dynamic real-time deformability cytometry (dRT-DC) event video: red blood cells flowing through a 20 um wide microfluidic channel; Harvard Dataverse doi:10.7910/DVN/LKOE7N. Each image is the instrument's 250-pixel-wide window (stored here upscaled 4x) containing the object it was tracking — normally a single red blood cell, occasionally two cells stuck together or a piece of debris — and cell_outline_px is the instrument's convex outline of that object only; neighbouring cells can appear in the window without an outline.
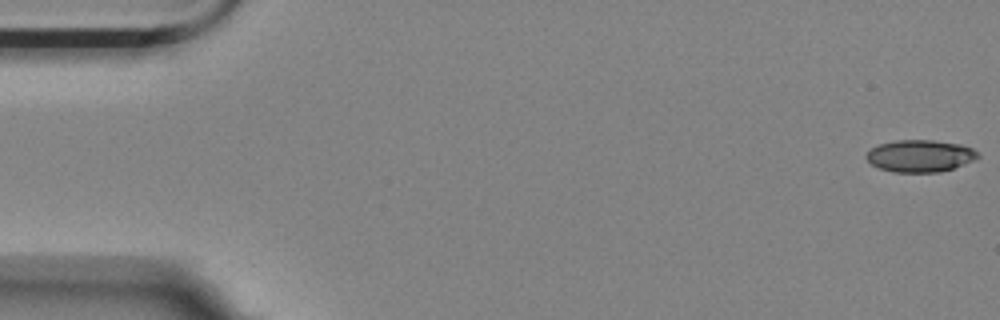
{"species": "Egyptian fruit bat (a non-hibernating species)", "species_latin": "Rousettus aegyptiacus", "temperature_condition": "room temperature", "stored_images_in_passage": 56, "camera_frame_rate_fps": 3000, "um_per_image_px": 0.085, "animal": {"sex": "female"}, "frame": {"image": 1, "passage_image": 1, "time_ms": 0.0, "image_size_px": [1000, 320], "cell_outline_px": [[980, 156], [976, 160], [940, 172], [892, 172], [880, 168], [872, 164], [864, 156], [872, 148], [880, 144], [896, 140], [932, 140], [960, 144], [972, 148]], "centroid_in_image_um": [78.21, 13.25], "position_along_channel_um": 6.8, "area_um2": 20.75}}
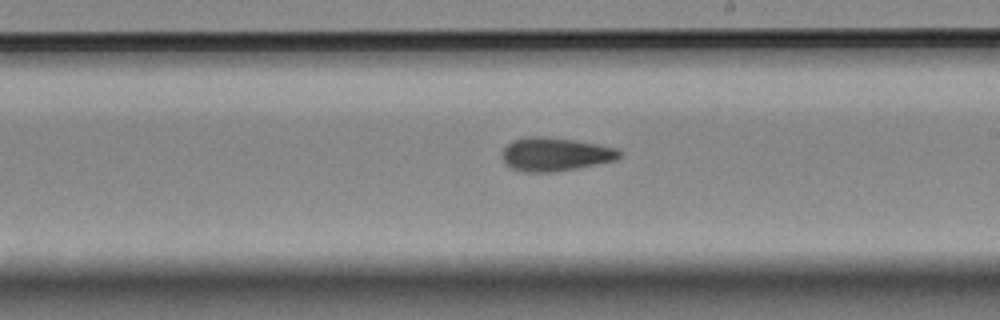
{"frame": {"image": 2, "passage_image": 32, "time_ms": 10.333, "image_size_px": [1000, 320], "cell_outline_px": [[620, 156], [616, 160], [556, 172], [524, 172], [512, 168], [504, 164], [500, 156], [504, 148], [512, 140], [528, 136], [544, 136], [600, 144], [616, 148], [620, 152]], "centroid_in_image_um": [47.14, 13.11], "position_along_channel_um": 241.9, "area_um2": 23.0}}
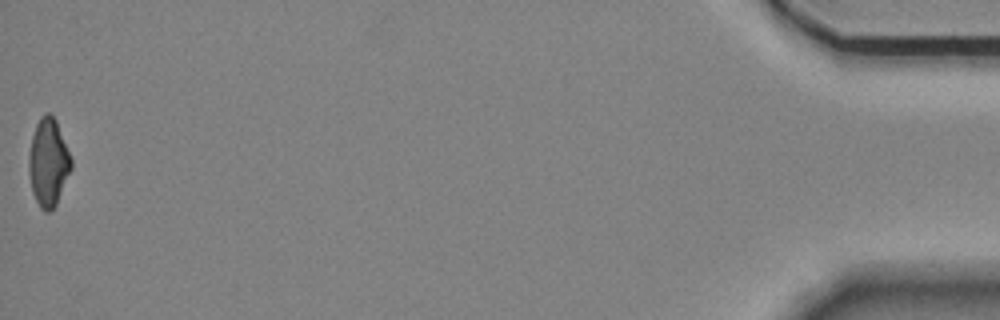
{"frame": {"image": 3, "passage_image": 56, "time_ms": 18.333, "image_size_px": [1000, 320], "cell_outline_px": [[72, 168], [56, 204], [48, 212], [44, 212], [40, 208], [32, 192], [28, 172], [28, 156], [32, 136], [36, 124], [40, 116], [44, 112], [48, 112], [56, 120], [72, 160]], "centroid_in_image_um": [4.09, 13.8], "position_along_channel_um": 431.1, "area_um2": 21.68}, "authors_computed_cell_mechanics": {"area_um2": 22.3108, "velocity_mm_per_s": 3.5757, "shape_relaxation_time_tau1_ms": 9.4571, "shape_relaxation_time_tau2_ms": 3.6501, "deformation_change_tau1": 0.203, "deformation_change_tau2": 0.1123}}